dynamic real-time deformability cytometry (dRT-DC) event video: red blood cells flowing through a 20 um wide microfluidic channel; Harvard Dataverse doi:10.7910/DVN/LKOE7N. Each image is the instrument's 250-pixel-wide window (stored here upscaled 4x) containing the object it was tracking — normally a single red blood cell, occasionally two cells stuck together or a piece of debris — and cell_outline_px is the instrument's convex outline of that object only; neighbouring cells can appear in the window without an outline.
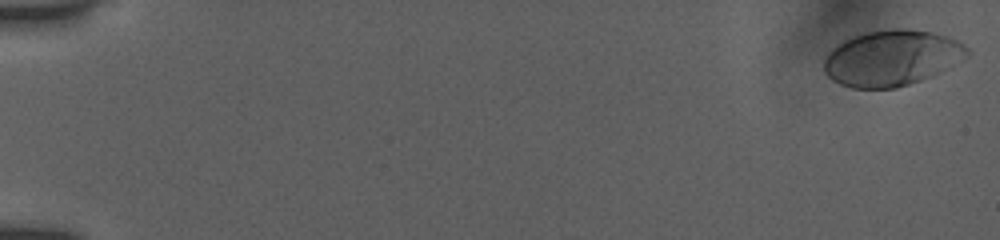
{"species": "human", "species_latin": "Homo sapiens", "temperature_condition": "room temperature", "stored_images_in_passage": 10, "camera_frame_rate_fps": 3000, "um_per_image_px": 0.085, "donor": {"sex": "female"}, "frame": {"image": 1, "passage_image": 1, "time_ms": 0.0, "image_size_px": [1000, 240], "cell_outline_px": [[972, 52], [968, 56], [932, 76], [896, 88], [852, 88], [840, 84], [832, 80], [824, 72], [824, 56], [832, 48], [844, 40], [852, 36], [864, 32], [892, 28], [908, 28], [932, 32], [948, 36], [964, 44]], "centroid_in_image_um": [75.79, 4.91], "position_along_channel_um": 9.2, "area_um2": 46.82}}
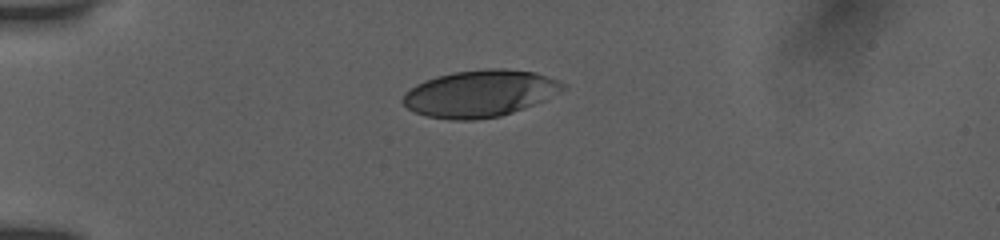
{"frame": {"image": 2, "passage_image": 7, "time_ms": 4.667, "image_size_px": [1000, 240], "cell_outline_px": [[568, 88], [544, 100], [524, 108], [500, 116], [476, 120], [448, 120], [428, 116], [416, 112], [408, 108], [400, 100], [404, 92], [416, 84], [424, 80], [436, 76], [452, 72], [484, 68], [504, 68], [536, 72], [560, 80], [568, 84]], "centroid_in_image_um": [40.81, 7.93], "position_along_channel_um": 44.2, "area_um2": 44.22}}
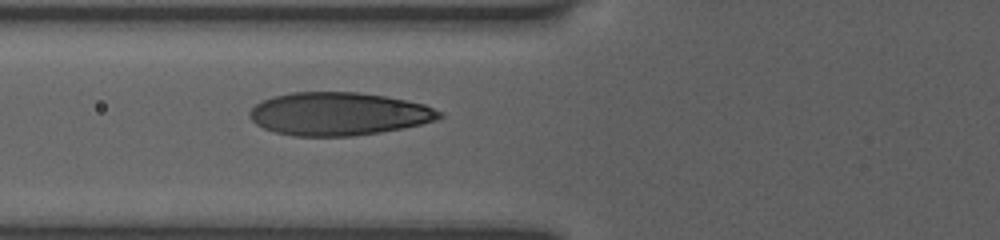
{"frame": {"image": 3, "passage_image": 10, "time_ms": 7.0, "image_size_px": [1000, 240], "cell_outline_px": [[444, 116], [436, 120], [404, 128], [380, 132], [352, 136], [292, 136], [276, 132], [264, 128], [256, 124], [248, 116], [248, 112], [256, 104], [272, 96], [292, 92], [360, 92], [384, 96], [424, 104], [444, 112]], "centroid_in_image_um": [28.79, 9.68], "position_along_channel_um": 97.0, "area_um2": 47.69}}